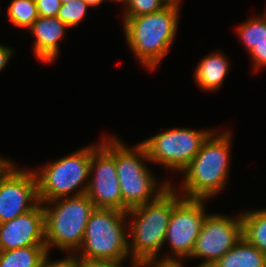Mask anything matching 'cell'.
Segmentation results:
<instances>
[{"instance_id": "cell-22", "label": "cell", "mask_w": 266, "mask_h": 267, "mask_svg": "<svg viewBox=\"0 0 266 267\" xmlns=\"http://www.w3.org/2000/svg\"><path fill=\"white\" fill-rule=\"evenodd\" d=\"M124 18L157 12L166 7L162 0H128Z\"/></svg>"}, {"instance_id": "cell-13", "label": "cell", "mask_w": 266, "mask_h": 267, "mask_svg": "<svg viewBox=\"0 0 266 267\" xmlns=\"http://www.w3.org/2000/svg\"><path fill=\"white\" fill-rule=\"evenodd\" d=\"M46 246L45 216L40 202L34 209L0 224V251Z\"/></svg>"}, {"instance_id": "cell-8", "label": "cell", "mask_w": 266, "mask_h": 267, "mask_svg": "<svg viewBox=\"0 0 266 267\" xmlns=\"http://www.w3.org/2000/svg\"><path fill=\"white\" fill-rule=\"evenodd\" d=\"M174 188V209L167 227L164 243H169L171 254L161 256L157 264H182L191 256L197 237L206 218L207 199H187ZM179 194V195H178Z\"/></svg>"}, {"instance_id": "cell-27", "label": "cell", "mask_w": 266, "mask_h": 267, "mask_svg": "<svg viewBox=\"0 0 266 267\" xmlns=\"http://www.w3.org/2000/svg\"><path fill=\"white\" fill-rule=\"evenodd\" d=\"M13 49L5 45L0 44V72L8 63L10 57H12Z\"/></svg>"}, {"instance_id": "cell-9", "label": "cell", "mask_w": 266, "mask_h": 267, "mask_svg": "<svg viewBox=\"0 0 266 267\" xmlns=\"http://www.w3.org/2000/svg\"><path fill=\"white\" fill-rule=\"evenodd\" d=\"M213 131L172 128L140 142L146 149L149 163L161 164L171 171L182 172L200 151Z\"/></svg>"}, {"instance_id": "cell-10", "label": "cell", "mask_w": 266, "mask_h": 267, "mask_svg": "<svg viewBox=\"0 0 266 267\" xmlns=\"http://www.w3.org/2000/svg\"><path fill=\"white\" fill-rule=\"evenodd\" d=\"M92 146L88 190L86 195L95 208L122 211V195L116 172V136L103 138ZM93 172V173H92Z\"/></svg>"}, {"instance_id": "cell-19", "label": "cell", "mask_w": 266, "mask_h": 267, "mask_svg": "<svg viewBox=\"0 0 266 267\" xmlns=\"http://www.w3.org/2000/svg\"><path fill=\"white\" fill-rule=\"evenodd\" d=\"M248 53L259 43L266 41V9L262 17H253L236 29Z\"/></svg>"}, {"instance_id": "cell-14", "label": "cell", "mask_w": 266, "mask_h": 267, "mask_svg": "<svg viewBox=\"0 0 266 267\" xmlns=\"http://www.w3.org/2000/svg\"><path fill=\"white\" fill-rule=\"evenodd\" d=\"M67 28L69 27L57 17H38L29 28L36 38L33 52L38 60L51 63L58 57L60 47L58 44Z\"/></svg>"}, {"instance_id": "cell-12", "label": "cell", "mask_w": 266, "mask_h": 267, "mask_svg": "<svg viewBox=\"0 0 266 267\" xmlns=\"http://www.w3.org/2000/svg\"><path fill=\"white\" fill-rule=\"evenodd\" d=\"M9 161L0 171V224L34 209L39 203L34 170L15 167Z\"/></svg>"}, {"instance_id": "cell-7", "label": "cell", "mask_w": 266, "mask_h": 267, "mask_svg": "<svg viewBox=\"0 0 266 267\" xmlns=\"http://www.w3.org/2000/svg\"><path fill=\"white\" fill-rule=\"evenodd\" d=\"M91 156L92 145L44 165L40 170H34L39 201L49 202L57 198L69 197L71 193V196L86 194L90 180ZM74 190L77 192L73 193Z\"/></svg>"}, {"instance_id": "cell-3", "label": "cell", "mask_w": 266, "mask_h": 267, "mask_svg": "<svg viewBox=\"0 0 266 267\" xmlns=\"http://www.w3.org/2000/svg\"><path fill=\"white\" fill-rule=\"evenodd\" d=\"M180 9L162 10L123 18L124 34L131 51L147 69L156 68L174 41Z\"/></svg>"}, {"instance_id": "cell-30", "label": "cell", "mask_w": 266, "mask_h": 267, "mask_svg": "<svg viewBox=\"0 0 266 267\" xmlns=\"http://www.w3.org/2000/svg\"><path fill=\"white\" fill-rule=\"evenodd\" d=\"M147 267H184L182 264H151Z\"/></svg>"}, {"instance_id": "cell-32", "label": "cell", "mask_w": 266, "mask_h": 267, "mask_svg": "<svg viewBox=\"0 0 266 267\" xmlns=\"http://www.w3.org/2000/svg\"><path fill=\"white\" fill-rule=\"evenodd\" d=\"M109 1H115L119 4L123 3L124 5L128 2V0H109Z\"/></svg>"}, {"instance_id": "cell-16", "label": "cell", "mask_w": 266, "mask_h": 267, "mask_svg": "<svg viewBox=\"0 0 266 267\" xmlns=\"http://www.w3.org/2000/svg\"><path fill=\"white\" fill-rule=\"evenodd\" d=\"M212 267H266V255L242 237Z\"/></svg>"}, {"instance_id": "cell-11", "label": "cell", "mask_w": 266, "mask_h": 267, "mask_svg": "<svg viewBox=\"0 0 266 267\" xmlns=\"http://www.w3.org/2000/svg\"><path fill=\"white\" fill-rule=\"evenodd\" d=\"M242 237L241 215L207 214L189 258H203L197 267H212Z\"/></svg>"}, {"instance_id": "cell-25", "label": "cell", "mask_w": 266, "mask_h": 267, "mask_svg": "<svg viewBox=\"0 0 266 267\" xmlns=\"http://www.w3.org/2000/svg\"><path fill=\"white\" fill-rule=\"evenodd\" d=\"M43 267H81V260L75 255H67L63 259L51 261L49 257L44 261Z\"/></svg>"}, {"instance_id": "cell-23", "label": "cell", "mask_w": 266, "mask_h": 267, "mask_svg": "<svg viewBox=\"0 0 266 267\" xmlns=\"http://www.w3.org/2000/svg\"><path fill=\"white\" fill-rule=\"evenodd\" d=\"M38 15L42 17H57L61 7L60 0H35Z\"/></svg>"}, {"instance_id": "cell-1", "label": "cell", "mask_w": 266, "mask_h": 267, "mask_svg": "<svg viewBox=\"0 0 266 267\" xmlns=\"http://www.w3.org/2000/svg\"><path fill=\"white\" fill-rule=\"evenodd\" d=\"M174 184L157 200L129 209L132 217L128 233L131 266L157 264L166 236L172 210L174 209Z\"/></svg>"}, {"instance_id": "cell-6", "label": "cell", "mask_w": 266, "mask_h": 267, "mask_svg": "<svg viewBox=\"0 0 266 267\" xmlns=\"http://www.w3.org/2000/svg\"><path fill=\"white\" fill-rule=\"evenodd\" d=\"M127 212L95 208L84 232L83 242L74 253L80 260H125L130 257ZM126 222V223H125ZM126 225V226H125ZM126 227V228H125Z\"/></svg>"}, {"instance_id": "cell-21", "label": "cell", "mask_w": 266, "mask_h": 267, "mask_svg": "<svg viewBox=\"0 0 266 267\" xmlns=\"http://www.w3.org/2000/svg\"><path fill=\"white\" fill-rule=\"evenodd\" d=\"M88 8L84 0H72L61 4L57 18L69 28L74 27L85 18Z\"/></svg>"}, {"instance_id": "cell-24", "label": "cell", "mask_w": 266, "mask_h": 267, "mask_svg": "<svg viewBox=\"0 0 266 267\" xmlns=\"http://www.w3.org/2000/svg\"><path fill=\"white\" fill-rule=\"evenodd\" d=\"M251 60L253 61V67L257 71L259 67L266 66V41L256 44L249 52Z\"/></svg>"}, {"instance_id": "cell-20", "label": "cell", "mask_w": 266, "mask_h": 267, "mask_svg": "<svg viewBox=\"0 0 266 267\" xmlns=\"http://www.w3.org/2000/svg\"><path fill=\"white\" fill-rule=\"evenodd\" d=\"M7 8L11 23L27 30L39 17L35 0H13Z\"/></svg>"}, {"instance_id": "cell-18", "label": "cell", "mask_w": 266, "mask_h": 267, "mask_svg": "<svg viewBox=\"0 0 266 267\" xmlns=\"http://www.w3.org/2000/svg\"><path fill=\"white\" fill-rule=\"evenodd\" d=\"M243 237L266 255V209L241 213Z\"/></svg>"}, {"instance_id": "cell-29", "label": "cell", "mask_w": 266, "mask_h": 267, "mask_svg": "<svg viewBox=\"0 0 266 267\" xmlns=\"http://www.w3.org/2000/svg\"><path fill=\"white\" fill-rule=\"evenodd\" d=\"M86 3H87V5L89 6V7H97L98 8V6H100L101 4H102V2L103 1H106V0H84Z\"/></svg>"}, {"instance_id": "cell-26", "label": "cell", "mask_w": 266, "mask_h": 267, "mask_svg": "<svg viewBox=\"0 0 266 267\" xmlns=\"http://www.w3.org/2000/svg\"><path fill=\"white\" fill-rule=\"evenodd\" d=\"M123 261L124 260H81V267H124Z\"/></svg>"}, {"instance_id": "cell-15", "label": "cell", "mask_w": 266, "mask_h": 267, "mask_svg": "<svg viewBox=\"0 0 266 267\" xmlns=\"http://www.w3.org/2000/svg\"><path fill=\"white\" fill-rule=\"evenodd\" d=\"M229 71V62L222 53L205 56L195 69V80L205 91L218 90Z\"/></svg>"}, {"instance_id": "cell-28", "label": "cell", "mask_w": 266, "mask_h": 267, "mask_svg": "<svg viewBox=\"0 0 266 267\" xmlns=\"http://www.w3.org/2000/svg\"><path fill=\"white\" fill-rule=\"evenodd\" d=\"M166 7H174L180 9V0H162Z\"/></svg>"}, {"instance_id": "cell-17", "label": "cell", "mask_w": 266, "mask_h": 267, "mask_svg": "<svg viewBox=\"0 0 266 267\" xmlns=\"http://www.w3.org/2000/svg\"><path fill=\"white\" fill-rule=\"evenodd\" d=\"M48 256L46 246H29L0 251V267H43Z\"/></svg>"}, {"instance_id": "cell-4", "label": "cell", "mask_w": 266, "mask_h": 267, "mask_svg": "<svg viewBox=\"0 0 266 267\" xmlns=\"http://www.w3.org/2000/svg\"><path fill=\"white\" fill-rule=\"evenodd\" d=\"M42 204L48 253L52 246L69 252V255L77 253L90 215L95 209L93 202L86 194H82L57 198Z\"/></svg>"}, {"instance_id": "cell-5", "label": "cell", "mask_w": 266, "mask_h": 267, "mask_svg": "<svg viewBox=\"0 0 266 267\" xmlns=\"http://www.w3.org/2000/svg\"><path fill=\"white\" fill-rule=\"evenodd\" d=\"M146 160L149 161V158L141 143L130 148L116 137V172L123 212L157 200L171 187V181L157 182L145 166Z\"/></svg>"}, {"instance_id": "cell-33", "label": "cell", "mask_w": 266, "mask_h": 267, "mask_svg": "<svg viewBox=\"0 0 266 267\" xmlns=\"http://www.w3.org/2000/svg\"><path fill=\"white\" fill-rule=\"evenodd\" d=\"M70 1H72V0H60L61 4H64V3L70 2Z\"/></svg>"}, {"instance_id": "cell-2", "label": "cell", "mask_w": 266, "mask_h": 267, "mask_svg": "<svg viewBox=\"0 0 266 267\" xmlns=\"http://www.w3.org/2000/svg\"><path fill=\"white\" fill-rule=\"evenodd\" d=\"M205 140L200 151L182 171L185 175L181 186L183 198L209 199L224 190L229 177L231 133L216 135Z\"/></svg>"}, {"instance_id": "cell-31", "label": "cell", "mask_w": 266, "mask_h": 267, "mask_svg": "<svg viewBox=\"0 0 266 267\" xmlns=\"http://www.w3.org/2000/svg\"><path fill=\"white\" fill-rule=\"evenodd\" d=\"M10 160L2 158L0 156V171L4 168V166L9 162Z\"/></svg>"}]
</instances>
